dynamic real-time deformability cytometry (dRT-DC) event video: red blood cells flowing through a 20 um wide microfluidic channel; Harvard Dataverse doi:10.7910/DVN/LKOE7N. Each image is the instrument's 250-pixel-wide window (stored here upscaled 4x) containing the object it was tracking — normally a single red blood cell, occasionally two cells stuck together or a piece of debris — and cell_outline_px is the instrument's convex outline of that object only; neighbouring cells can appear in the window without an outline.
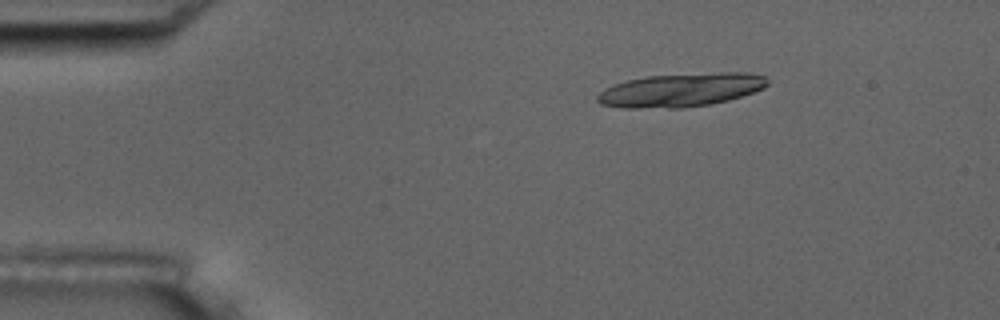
{"species": "common noctule bat (a hibernating species)", "species_latin": "Nyctalus noctula", "temperature_condition": "room temperature", "stored_images_in_passage": 15, "camera_frame_rate_fps": 3000, "um_per_image_px": 0.085, "animal": {"sex": "male", "body_mass_g": 17.5, "forearm_length_mm": 52.3}, "frame": {"image": 1, "passage_image": 3, "time_ms": 2.333, "image_size_px": [1000, 320], "cell_outline_px": [[768, 84], [764, 88], [728, 100], [712, 104], [680, 108], [624, 108], [600, 104], [596, 100], [596, 96], [604, 88], [628, 80], [648, 76], [720, 72], [748, 72], [764, 76], [768, 80]], "centroid_in_image_um": [57.87, 7.65], "position_along_channel_um": 27.1, "area_um2": 33.23}}
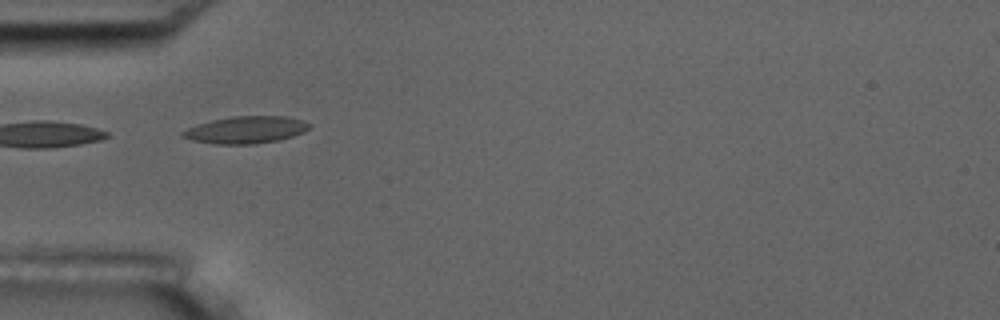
{"frame": {"image": 2, "passage_image": 5, "time_ms": 5.333, "image_size_px": [1000, 320], "cell_outline_px": [[312, 124], [304, 132], [280, 140], [252, 144], [212, 144], [192, 140], [180, 136], [180, 132], [188, 128], [212, 120], [232, 116], [288, 116]], "centroid_in_image_um": [20.89, 11.04], "position_along_channel_um": 64.1, "area_um2": 20.0}, "authors_computed_cell_mechanics": {"area_um2": 19.5364, "velocity_mm_per_s": 3.5994, "shape_relaxation_time_tau1_ms": 3.6254, "shape_relaxation_time_tau2_ms": 1.7755, "deformation_change_tau1": 0.1358, "deformation_change_tau2": 0.0677}}